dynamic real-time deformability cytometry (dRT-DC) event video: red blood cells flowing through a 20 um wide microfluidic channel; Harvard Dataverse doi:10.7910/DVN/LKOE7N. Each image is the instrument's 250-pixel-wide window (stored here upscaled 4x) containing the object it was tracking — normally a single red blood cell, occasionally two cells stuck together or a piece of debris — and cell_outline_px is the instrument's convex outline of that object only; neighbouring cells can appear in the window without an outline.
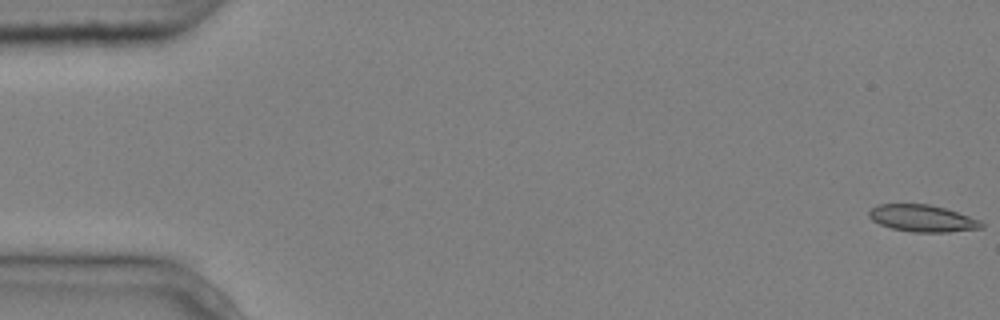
{"species": "common noctule bat (a hibernating species)", "species_latin": "Nyctalus noctula", "temperature_condition": "cold", "stored_images_in_passage": 5, "camera_frame_rate_fps": 3000, "um_per_image_px": 0.085, "animal": {"sex": "male", "body_mass_g": 20.4}, "frame": {"image": 1, "passage_image": 1, "time_ms": 0.0, "image_size_px": [1000, 320], "cell_outline_px": [[984, 228], [948, 232], [912, 232], [892, 228], [880, 224], [872, 220], [868, 216], [868, 212], [876, 204], [928, 204], [944, 208], [980, 220], [984, 224]], "centroid_in_image_um": [78.39, 18.56], "position_along_channel_um": 6.6, "area_um2": 17.57}}